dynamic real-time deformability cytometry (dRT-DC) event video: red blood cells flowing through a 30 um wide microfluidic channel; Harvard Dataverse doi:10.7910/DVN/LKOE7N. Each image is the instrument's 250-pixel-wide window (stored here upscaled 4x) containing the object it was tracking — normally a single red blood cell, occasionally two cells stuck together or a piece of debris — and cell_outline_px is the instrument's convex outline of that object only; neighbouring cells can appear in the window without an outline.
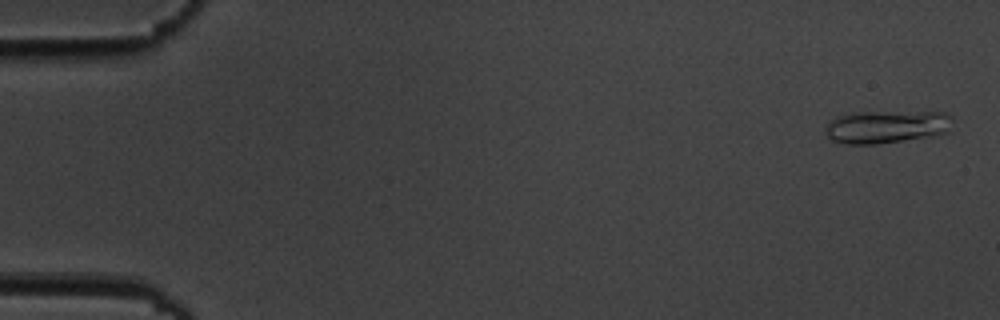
{"species": "common noctule bat (a hibernating species)", "species_latin": "Nyctalus noctula", "temperature_condition": "cold", "stored_images_in_passage": 6, "camera_frame_rate_fps": 3000, "um_per_image_px": 0.085, "animal": {"sex": "male", "body_mass_g": 19.5, "forearm_length_mm": 54.6}, "frame": {"image": 1, "passage_image": 1, "time_ms": 0.0, "image_size_px": [1000, 320], "cell_outline_px": [[952, 120], [948, 132], [936, 136], [876, 144], [848, 144], [832, 140], [828, 136], [824, 128], [828, 120], [836, 116], [856, 112], [948, 112], [952, 116]], "centroid_in_image_um": [75.36, 10.77], "position_along_channel_um": 9.6, "area_um2": 24.68}}